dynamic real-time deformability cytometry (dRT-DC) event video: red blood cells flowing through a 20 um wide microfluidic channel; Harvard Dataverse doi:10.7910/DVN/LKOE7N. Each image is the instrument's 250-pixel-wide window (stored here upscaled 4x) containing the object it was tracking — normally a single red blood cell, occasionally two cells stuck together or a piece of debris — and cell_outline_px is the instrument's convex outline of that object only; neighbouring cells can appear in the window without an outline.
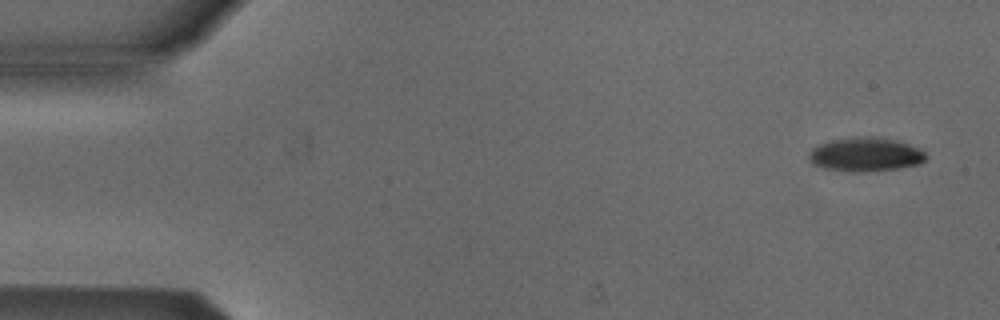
{"species": "Egyptian fruit bat (a non-hibernating species)", "species_latin": "Rousettus aegyptiacus", "temperature_condition": "cold", "stored_images_in_passage": 49, "camera_frame_rate_fps": 3000, "um_per_image_px": 0.085, "animal": {"sex": "male"}, "frame": {"image": 1, "passage_image": 3, "time_ms": 0.667, "image_size_px": [1000, 320], "cell_outline_px": [[928, 156], [920, 164], [896, 168], [860, 172], [856, 172], [824, 168], [812, 164], [808, 160], [808, 152], [812, 148], [820, 144], [832, 140], [864, 136], [872, 136], [896, 140], [908, 144], [924, 152]], "centroid_in_image_um": [73.53, 13.13], "position_along_channel_um": 11.5, "area_um2": 22.95}}
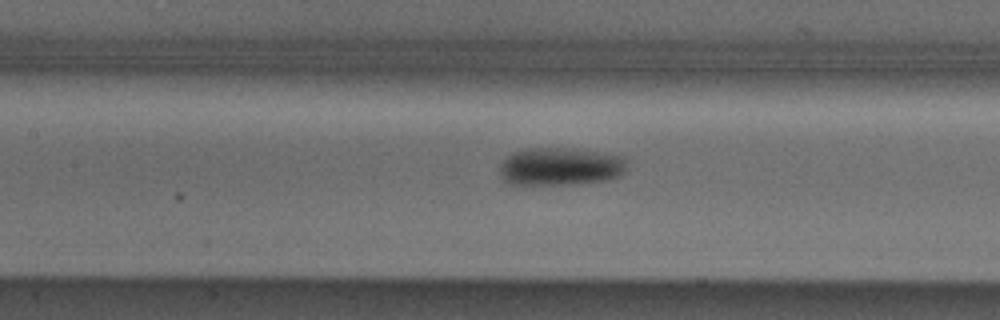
{"frame": {"image": 2, "passage_image": 24, "time_ms": 7.667, "image_size_px": [1000, 320], "cell_outline_px": [[624, 168], [620, 176], [608, 180], [576, 184], [508, 184], [504, 180], [500, 172], [500, 164], [508, 156], [524, 148], [560, 148], [596, 152], [620, 156], [624, 160]], "centroid_in_image_um": [47.58, 14.17], "position_along_channel_um": 159.8, "area_um2": 27.63}}
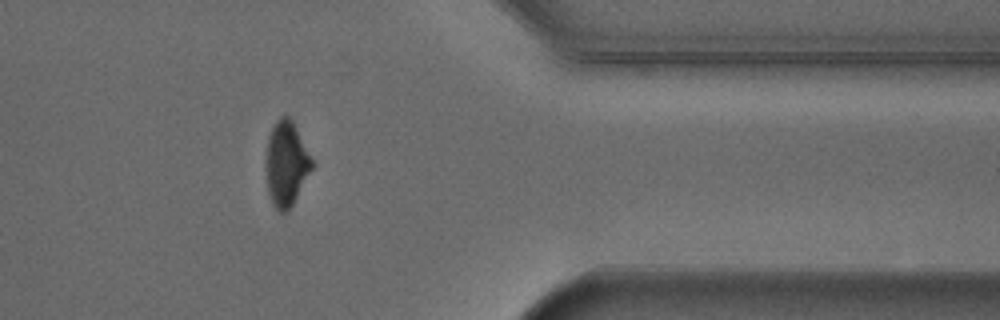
{"frame": {"image": 3, "passage_image": 43, "time_ms": 14.0, "image_size_px": [1000, 320], "cell_outline_px": [[316, 164], [288, 212], [280, 212], [272, 204], [268, 192], [268, 136], [276, 120], [284, 112], [292, 120]], "centroid_in_image_um": [24.39, 13.9], "position_along_channel_um": 387.0, "area_um2": 22.6}}